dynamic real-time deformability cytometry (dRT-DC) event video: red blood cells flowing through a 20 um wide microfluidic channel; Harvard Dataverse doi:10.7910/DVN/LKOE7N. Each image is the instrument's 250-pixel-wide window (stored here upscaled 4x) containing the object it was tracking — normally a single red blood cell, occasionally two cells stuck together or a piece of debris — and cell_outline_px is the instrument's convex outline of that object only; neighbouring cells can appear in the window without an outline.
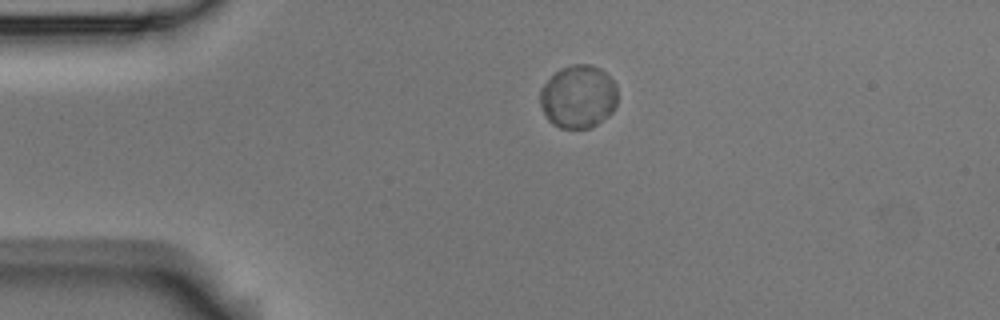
{"species": "Egyptian fruit bat (a non-hibernating species)", "species_latin": "Rousettus aegyptiacus", "temperature_condition": "room temperature", "stored_images_in_passage": 2, "camera_frame_rate_fps": 3000, "um_per_image_px": 0.085, "animal": {"sex": "male"}, "frame": {"image": 1, "passage_image": 1, "time_ms": 0.0, "image_size_px": [1000, 320], "cell_outline_px": [[616, 104], [612, 112], [608, 116], [596, 124], [588, 128], [560, 128], [552, 124], [548, 120], [540, 104], [540, 88], [560, 68], [572, 64], [592, 64], [600, 68], [616, 84]], "centroid_in_image_um": [49.14, 8.21], "position_along_channel_um": 35.9, "area_um2": 28.44}}